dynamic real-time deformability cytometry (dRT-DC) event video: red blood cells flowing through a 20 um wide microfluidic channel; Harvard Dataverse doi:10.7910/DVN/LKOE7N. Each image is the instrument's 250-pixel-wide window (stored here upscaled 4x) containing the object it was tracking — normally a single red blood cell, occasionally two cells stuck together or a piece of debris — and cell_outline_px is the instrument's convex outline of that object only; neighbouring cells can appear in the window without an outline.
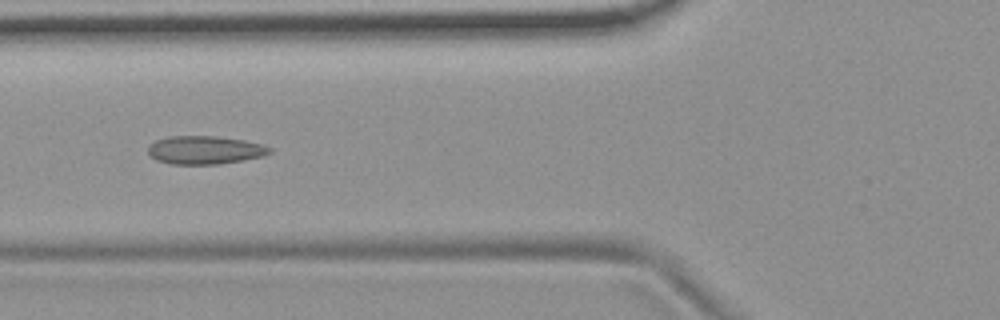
{"species": "common noctule bat (a hibernating species)", "species_latin": "Nyctalus noctula", "temperature_condition": "room temperature", "stored_images_in_passage": 8, "camera_frame_rate_fps": 3000, "um_per_image_px": 0.085, "animal": {"sex": "female", "body_mass_g": 19.9}, "frame": {"image": 1, "passage_image": 5, "time_ms": 4.667, "image_size_px": [1000, 320], "cell_outline_px": [[272, 152], [264, 156], [244, 160], [220, 164], [172, 164], [156, 160], [148, 152], [148, 148], [156, 140], [168, 136], [216, 136], [244, 140], [264, 144], [272, 148]], "centroid_in_image_um": [17.47, 12.75], "position_along_channel_um": 108.3, "area_um2": 20.11}}
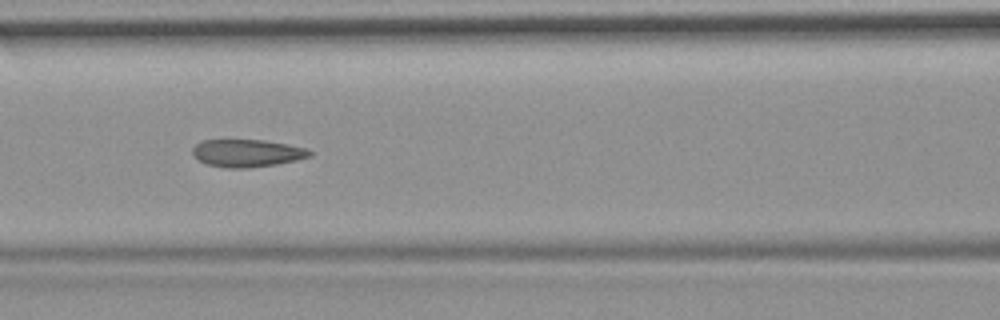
{"frame": {"image": 2, "passage_image": 6, "time_ms": 5.667, "image_size_px": [1000, 320], "cell_outline_px": [[312, 156], [296, 160], [276, 164], [248, 168], [224, 168], [208, 164], [196, 160], [192, 156], [192, 148], [200, 140], [264, 140], [308, 148], [312, 152]], "centroid_in_image_um": [20.97, 13.02], "position_along_channel_um": 145.6, "area_um2": 19.02}}
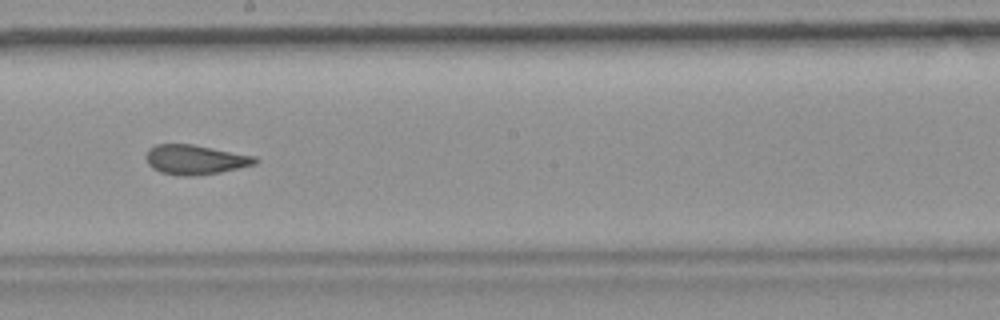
{"frame": {"image": 3, "passage_image": 8, "time_ms": 8.0, "image_size_px": [1000, 320], "cell_outline_px": [[260, 160], [256, 164], [220, 172], [192, 176], [180, 176], [160, 172], [152, 168], [148, 164], [144, 156], [148, 148], [156, 144], [192, 144], [256, 156]], "centroid_in_image_um": [16.57, 13.56], "position_along_channel_um": 231.6, "area_um2": 19.02}}